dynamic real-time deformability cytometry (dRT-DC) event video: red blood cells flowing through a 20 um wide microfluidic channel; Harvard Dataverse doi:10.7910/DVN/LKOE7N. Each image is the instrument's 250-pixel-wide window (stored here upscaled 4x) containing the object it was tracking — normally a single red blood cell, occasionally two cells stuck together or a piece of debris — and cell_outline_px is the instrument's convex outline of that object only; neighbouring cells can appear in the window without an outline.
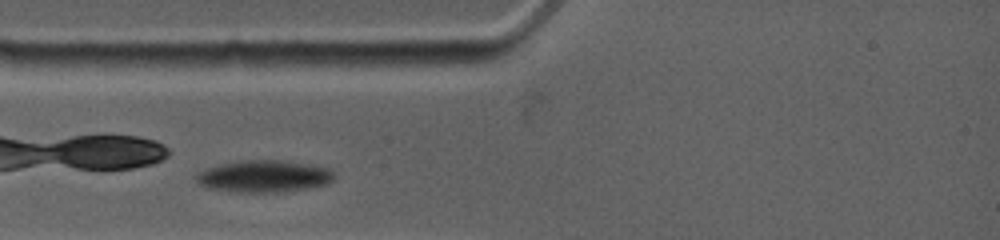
{"species": "common noctule bat (a hibernating species)", "species_latin": "Nyctalus noctula", "temperature_condition": "warm", "stored_images_in_passage": 23, "camera_frame_rate_fps": 4500, "um_per_image_px": 0.085, "animal": {"sex": "female", "body_mass_g": 19.0, "forearm_length_mm": 53.3}, "frame": {"image": 1, "passage_image": 1, "time_ms": 0.0, "image_size_px": [1000, 240], "cell_outline_px": [[336, 180], [328, 184], [308, 188], [280, 192], [240, 192], [208, 188], [196, 184], [196, 172], [204, 168], [216, 164], [240, 160], [280, 160], [308, 164], [328, 168], [336, 176]], "centroid_in_image_um": [22.4, 14.98], "position_along_channel_um": 62.6, "area_um2": 26.13}}
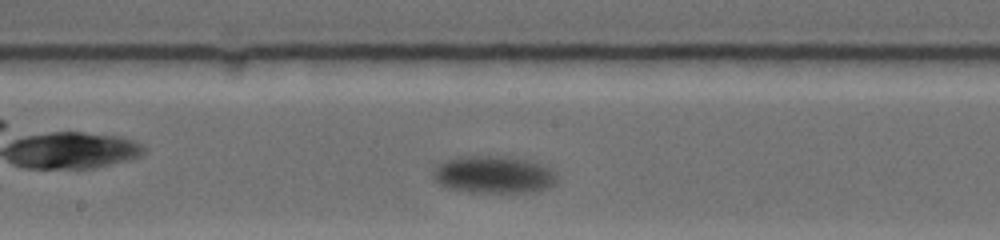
{"frame": {"image": 2, "passage_image": 10, "time_ms": 4.444, "image_size_px": [1000, 240], "cell_outline_px": [[556, 184], [548, 188], [528, 192], [468, 192], [448, 188], [440, 184], [436, 180], [436, 168], [444, 160], [460, 156], [508, 156], [528, 160], [552, 168], [556, 172]], "centroid_in_image_um": [42.02, 14.84], "position_along_channel_um": 206.2, "area_um2": 26.88}}
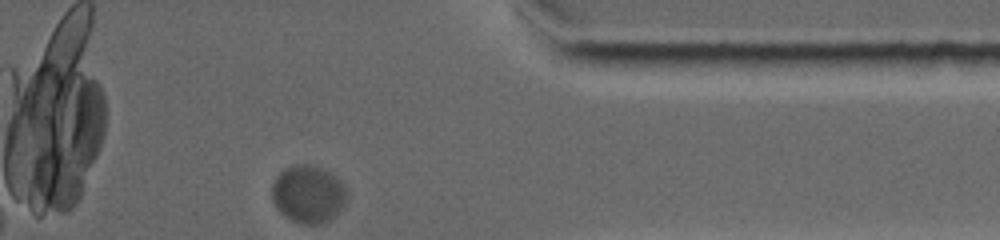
{"frame": {"image": 3, "passage_image": 23, "time_ms": 10.444, "image_size_px": [1000, 240], "cell_outline_px": [[348, 200], [336, 216], [324, 224], [300, 224], [284, 216], [276, 208], [272, 200], [272, 184], [276, 176], [284, 168], [296, 164], [312, 164], [336, 176], [344, 184], [348, 192]], "centroid_in_image_um": [26.22, 16.51], "position_along_channel_um": 385.2, "area_um2": 25.72}}